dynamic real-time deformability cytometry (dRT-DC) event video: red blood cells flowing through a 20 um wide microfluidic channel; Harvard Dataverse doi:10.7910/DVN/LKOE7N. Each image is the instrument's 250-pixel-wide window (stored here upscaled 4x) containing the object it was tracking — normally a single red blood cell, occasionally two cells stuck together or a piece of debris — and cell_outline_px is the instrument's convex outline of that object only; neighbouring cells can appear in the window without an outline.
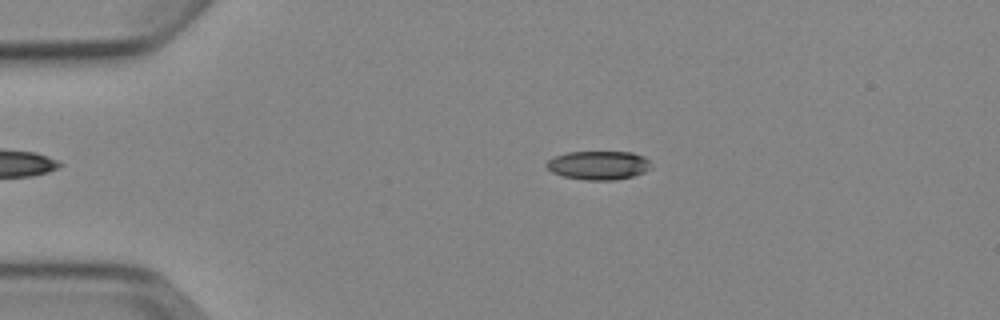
{"species": "Egyptian fruit bat (a non-hibernating species)", "species_latin": "Rousettus aegyptiacus", "temperature_condition": "cold", "stored_images_in_passage": 3, "camera_frame_rate_fps": 3000, "um_per_image_px": 0.085, "animal": {"sex": "female"}, "frame": {"image": 1, "passage_image": 1, "time_ms": 0.0, "image_size_px": [1000, 320], "cell_outline_px": [[648, 168], [644, 172], [632, 176], [616, 180], [588, 180], [564, 176], [552, 172], [544, 164], [548, 160], [556, 156], [568, 152], [632, 152], [644, 156], [648, 160]], "centroid_in_image_um": [50.85, 14.04], "position_along_channel_um": 34.2, "area_um2": 17.28}}
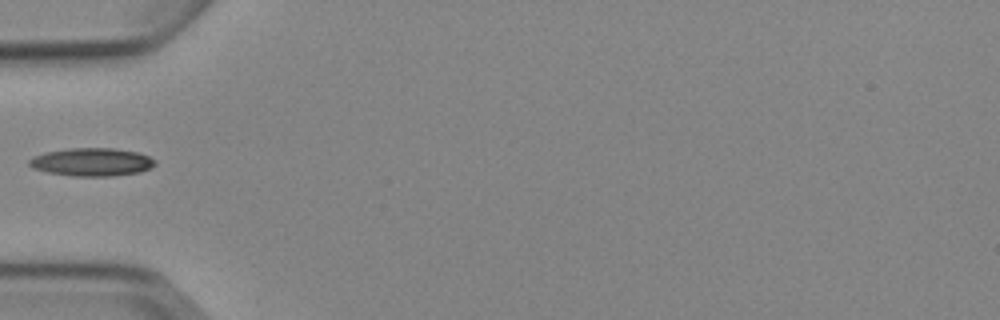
{"frame": {"image": 2, "passage_image": 3, "time_ms": 2.333, "image_size_px": [1000, 320], "cell_outline_px": [[156, 164], [152, 168], [140, 172], [112, 176], [72, 176], [48, 172], [32, 168], [28, 164], [28, 160], [32, 156], [44, 152], [68, 148], [112, 148], [136, 152], [148, 156], [156, 160]], "centroid_in_image_um": [7.79, 13.77], "position_along_channel_um": 77.2, "area_um2": 20.75}}